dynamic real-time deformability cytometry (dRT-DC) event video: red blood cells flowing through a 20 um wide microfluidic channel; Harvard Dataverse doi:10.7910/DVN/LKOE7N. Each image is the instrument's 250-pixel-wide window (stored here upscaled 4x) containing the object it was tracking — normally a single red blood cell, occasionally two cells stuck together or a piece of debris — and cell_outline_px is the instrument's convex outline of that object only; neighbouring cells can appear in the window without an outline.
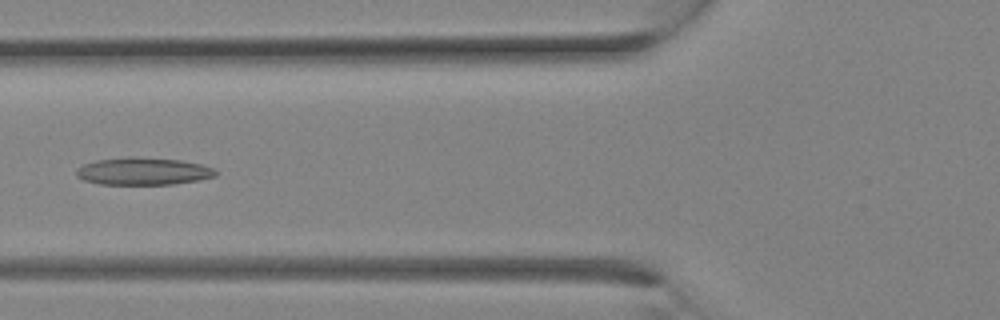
{"species": "Egyptian fruit bat (a non-hibernating species)", "species_latin": "Rousettus aegyptiacus", "temperature_condition": "room temperature", "stored_images_in_passage": 4, "camera_frame_rate_fps": 3000, "um_per_image_px": 0.085, "animal": {"sex": "female"}, "frame": {"image": 1, "passage_image": 3, "time_ms": 0.667, "image_size_px": [1000, 320], "cell_outline_px": [[220, 172], [216, 176], [196, 180], [172, 184], [100, 184], [84, 180], [76, 176], [76, 168], [84, 164], [96, 160], [128, 156], [136, 156], [180, 160], [200, 164], [212, 168]], "centroid_in_image_um": [12.15, 14.54], "position_along_channel_um": 113.7, "area_um2": 22.31}}